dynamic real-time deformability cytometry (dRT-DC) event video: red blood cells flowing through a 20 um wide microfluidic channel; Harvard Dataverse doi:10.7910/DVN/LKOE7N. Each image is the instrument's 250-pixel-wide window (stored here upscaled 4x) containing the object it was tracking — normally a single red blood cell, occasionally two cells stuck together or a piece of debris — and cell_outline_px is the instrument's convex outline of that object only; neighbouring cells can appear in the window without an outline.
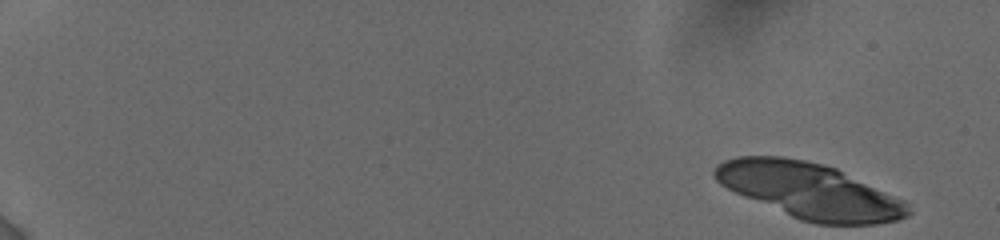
{"species": "human", "species_latin": "Homo sapiens", "temperature_condition": "cold", "stored_images_in_passage": 19, "camera_frame_rate_fps": 3000, "um_per_image_px": 0.085, "donor": {"sex": "female"}, "frame": {"image": 1, "passage_image": 1, "time_ms": 0.0, "image_size_px": [1000, 240], "cell_outline_px": [[912, 212], [908, 216], [896, 220], [876, 224], [816, 224], [800, 220], [744, 196], [720, 184], [716, 180], [712, 172], [716, 164], [724, 160], [736, 156], [784, 156], [804, 160], [836, 168], [908, 200]], "centroid_in_image_um": [68.86, 16.21], "position_along_channel_um": 16.1, "area_um2": 62.94}}